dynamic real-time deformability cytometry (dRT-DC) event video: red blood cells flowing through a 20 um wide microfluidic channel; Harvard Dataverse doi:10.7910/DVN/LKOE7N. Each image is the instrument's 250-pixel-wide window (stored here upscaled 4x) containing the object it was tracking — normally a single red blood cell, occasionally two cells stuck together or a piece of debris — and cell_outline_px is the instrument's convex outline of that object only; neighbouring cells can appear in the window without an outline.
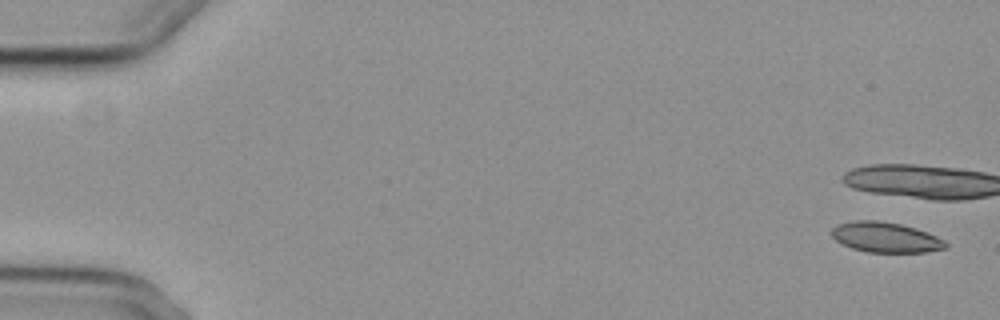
{"species": "common noctule bat (a hibernating species)", "species_latin": "Nyctalus noctula", "temperature_condition": "cold", "stored_images_in_passage": 8, "segment_of_instrument_passage": [1, 2], "camera_frame_rate_fps": 3000, "um_per_image_px": 0.085, "animal": {"sex": "female", "body_mass_g": 29.2, "forearm_length_mm": 56.3}, "frame": {"image": 1, "passage_image": 1, "time_ms": 0.0, "image_size_px": [1000, 320], "cell_outline_px": [[948, 248], [924, 252], [868, 252], [852, 248], [836, 240], [832, 236], [832, 228], [836, 224], [852, 220], [876, 220], [900, 224], [916, 228], [936, 236], [944, 240], [948, 244]], "centroid_in_image_um": [75.28, 20.16], "position_along_channel_um": 9.7, "area_um2": 20.06}}
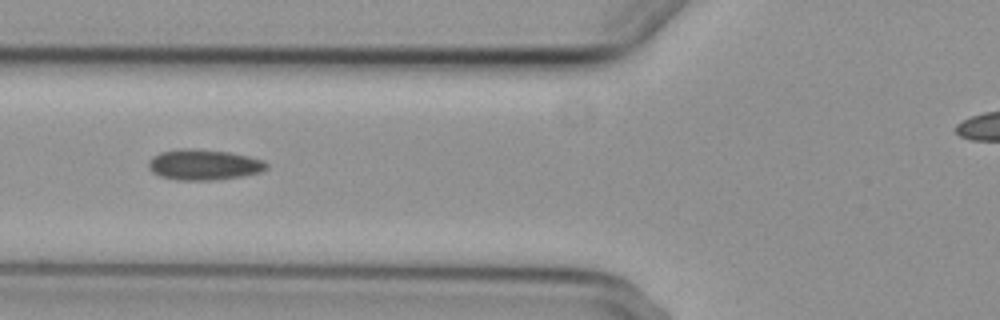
{"frame": {"image": 2, "passage_image": 6, "time_ms": 7.667, "image_size_px": [1000, 320], "cell_outline_px": [[268, 168], [260, 172], [240, 176], [212, 180], [176, 180], [160, 176], [152, 172], [148, 168], [148, 160], [152, 156], [160, 152], [176, 148], [196, 148], [228, 152], [248, 156], [264, 160], [268, 164]], "centroid_in_image_um": [17.28, 13.98], "position_along_channel_um": 108.5, "area_um2": 21.27}}
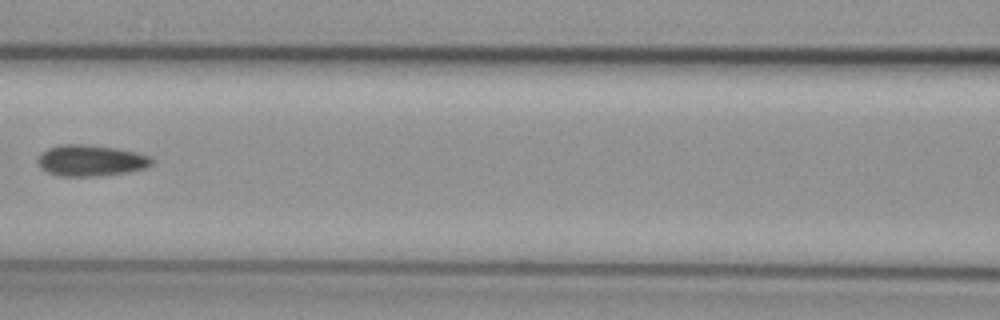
{"frame": {"image": 3, "passage_image": 7, "time_ms": 9.0, "image_size_px": [1000, 320], "cell_outline_px": [[152, 164], [144, 168], [128, 172], [100, 176], [56, 176], [40, 168], [36, 160], [48, 148], [60, 144], [88, 144], [120, 148], [152, 156]], "centroid_in_image_um": [7.73, 13.64], "position_along_channel_um": 158.9, "area_um2": 20.98}}